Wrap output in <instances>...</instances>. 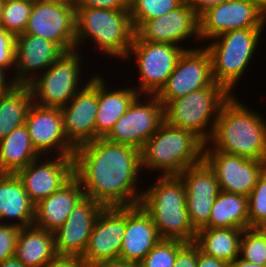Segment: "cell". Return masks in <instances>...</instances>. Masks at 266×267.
I'll use <instances>...</instances> for the list:
<instances>
[{"instance_id": "obj_8", "label": "cell", "mask_w": 266, "mask_h": 267, "mask_svg": "<svg viewBox=\"0 0 266 267\" xmlns=\"http://www.w3.org/2000/svg\"><path fill=\"white\" fill-rule=\"evenodd\" d=\"M79 54L77 50L64 52L43 74L28 84L34 104L62 108L89 82L90 79L83 86L80 83L83 67L80 66L82 54Z\"/></svg>"}, {"instance_id": "obj_51", "label": "cell", "mask_w": 266, "mask_h": 267, "mask_svg": "<svg viewBox=\"0 0 266 267\" xmlns=\"http://www.w3.org/2000/svg\"><path fill=\"white\" fill-rule=\"evenodd\" d=\"M65 1L72 2L75 4L78 0H65Z\"/></svg>"}, {"instance_id": "obj_31", "label": "cell", "mask_w": 266, "mask_h": 267, "mask_svg": "<svg viewBox=\"0 0 266 267\" xmlns=\"http://www.w3.org/2000/svg\"><path fill=\"white\" fill-rule=\"evenodd\" d=\"M32 103L28 85H17L9 93L0 95V140L25 124Z\"/></svg>"}, {"instance_id": "obj_4", "label": "cell", "mask_w": 266, "mask_h": 267, "mask_svg": "<svg viewBox=\"0 0 266 267\" xmlns=\"http://www.w3.org/2000/svg\"><path fill=\"white\" fill-rule=\"evenodd\" d=\"M143 191L140 205L150 215L161 239L195 241L187 207L185 185L178 176H157Z\"/></svg>"}, {"instance_id": "obj_14", "label": "cell", "mask_w": 266, "mask_h": 267, "mask_svg": "<svg viewBox=\"0 0 266 267\" xmlns=\"http://www.w3.org/2000/svg\"><path fill=\"white\" fill-rule=\"evenodd\" d=\"M62 108L63 129L68 142L76 149L96 140L98 110V73Z\"/></svg>"}, {"instance_id": "obj_17", "label": "cell", "mask_w": 266, "mask_h": 267, "mask_svg": "<svg viewBox=\"0 0 266 267\" xmlns=\"http://www.w3.org/2000/svg\"><path fill=\"white\" fill-rule=\"evenodd\" d=\"M125 228L126 206L103 207L81 258L90 267L100 261L119 258Z\"/></svg>"}, {"instance_id": "obj_15", "label": "cell", "mask_w": 266, "mask_h": 267, "mask_svg": "<svg viewBox=\"0 0 266 267\" xmlns=\"http://www.w3.org/2000/svg\"><path fill=\"white\" fill-rule=\"evenodd\" d=\"M203 160L214 171L221 191L248 196L266 170V162L204 150Z\"/></svg>"}, {"instance_id": "obj_9", "label": "cell", "mask_w": 266, "mask_h": 267, "mask_svg": "<svg viewBox=\"0 0 266 267\" xmlns=\"http://www.w3.org/2000/svg\"><path fill=\"white\" fill-rule=\"evenodd\" d=\"M185 47L170 43L139 40L135 35L127 59H136L140 84L134 89L140 95H156L173 72ZM143 93V94H142Z\"/></svg>"}, {"instance_id": "obj_6", "label": "cell", "mask_w": 266, "mask_h": 267, "mask_svg": "<svg viewBox=\"0 0 266 267\" xmlns=\"http://www.w3.org/2000/svg\"><path fill=\"white\" fill-rule=\"evenodd\" d=\"M264 28H244L225 32L204 46L211 57L213 81L231 95L258 48ZM213 40V41H212ZM237 83V84H236Z\"/></svg>"}, {"instance_id": "obj_1", "label": "cell", "mask_w": 266, "mask_h": 267, "mask_svg": "<svg viewBox=\"0 0 266 267\" xmlns=\"http://www.w3.org/2000/svg\"><path fill=\"white\" fill-rule=\"evenodd\" d=\"M74 177L86 197L104 207L136 206L143 191L138 190L141 173L140 150L98 138L75 149Z\"/></svg>"}, {"instance_id": "obj_52", "label": "cell", "mask_w": 266, "mask_h": 267, "mask_svg": "<svg viewBox=\"0 0 266 267\" xmlns=\"http://www.w3.org/2000/svg\"><path fill=\"white\" fill-rule=\"evenodd\" d=\"M3 3L8 2V1H16V0H1Z\"/></svg>"}, {"instance_id": "obj_39", "label": "cell", "mask_w": 266, "mask_h": 267, "mask_svg": "<svg viewBox=\"0 0 266 267\" xmlns=\"http://www.w3.org/2000/svg\"><path fill=\"white\" fill-rule=\"evenodd\" d=\"M131 0H78L75 8L129 11Z\"/></svg>"}, {"instance_id": "obj_45", "label": "cell", "mask_w": 266, "mask_h": 267, "mask_svg": "<svg viewBox=\"0 0 266 267\" xmlns=\"http://www.w3.org/2000/svg\"><path fill=\"white\" fill-rule=\"evenodd\" d=\"M92 267H139V265L117 258L97 262Z\"/></svg>"}, {"instance_id": "obj_7", "label": "cell", "mask_w": 266, "mask_h": 267, "mask_svg": "<svg viewBox=\"0 0 266 267\" xmlns=\"http://www.w3.org/2000/svg\"><path fill=\"white\" fill-rule=\"evenodd\" d=\"M231 96L222 85L213 82L209 87L168 101L164 105V121L193 131L206 143L213 133L221 107Z\"/></svg>"}, {"instance_id": "obj_2", "label": "cell", "mask_w": 266, "mask_h": 267, "mask_svg": "<svg viewBox=\"0 0 266 267\" xmlns=\"http://www.w3.org/2000/svg\"><path fill=\"white\" fill-rule=\"evenodd\" d=\"M263 118L232 95L221 107L204 150L266 162V120Z\"/></svg>"}, {"instance_id": "obj_42", "label": "cell", "mask_w": 266, "mask_h": 267, "mask_svg": "<svg viewBox=\"0 0 266 267\" xmlns=\"http://www.w3.org/2000/svg\"><path fill=\"white\" fill-rule=\"evenodd\" d=\"M228 265L222 260L205 255L197 246V267H228Z\"/></svg>"}, {"instance_id": "obj_23", "label": "cell", "mask_w": 266, "mask_h": 267, "mask_svg": "<svg viewBox=\"0 0 266 267\" xmlns=\"http://www.w3.org/2000/svg\"><path fill=\"white\" fill-rule=\"evenodd\" d=\"M160 239L152 218L140 204L126 206V228L120 259L139 264Z\"/></svg>"}, {"instance_id": "obj_18", "label": "cell", "mask_w": 266, "mask_h": 267, "mask_svg": "<svg viewBox=\"0 0 266 267\" xmlns=\"http://www.w3.org/2000/svg\"><path fill=\"white\" fill-rule=\"evenodd\" d=\"M135 36L142 41L174 45H181L180 42L191 37L198 42L201 39L199 14L184 1L169 13L143 22L135 30Z\"/></svg>"}, {"instance_id": "obj_49", "label": "cell", "mask_w": 266, "mask_h": 267, "mask_svg": "<svg viewBox=\"0 0 266 267\" xmlns=\"http://www.w3.org/2000/svg\"><path fill=\"white\" fill-rule=\"evenodd\" d=\"M266 13V0H252Z\"/></svg>"}, {"instance_id": "obj_36", "label": "cell", "mask_w": 266, "mask_h": 267, "mask_svg": "<svg viewBox=\"0 0 266 267\" xmlns=\"http://www.w3.org/2000/svg\"><path fill=\"white\" fill-rule=\"evenodd\" d=\"M249 228H256L266 220V170L248 195Z\"/></svg>"}, {"instance_id": "obj_25", "label": "cell", "mask_w": 266, "mask_h": 267, "mask_svg": "<svg viewBox=\"0 0 266 267\" xmlns=\"http://www.w3.org/2000/svg\"><path fill=\"white\" fill-rule=\"evenodd\" d=\"M35 205L28 197L16 174L0 175V224L14 218V226L23 228L34 224ZM17 219V220H16Z\"/></svg>"}, {"instance_id": "obj_50", "label": "cell", "mask_w": 266, "mask_h": 267, "mask_svg": "<svg viewBox=\"0 0 266 267\" xmlns=\"http://www.w3.org/2000/svg\"><path fill=\"white\" fill-rule=\"evenodd\" d=\"M3 2L0 0V27H2V16H3V12H2V7H3Z\"/></svg>"}, {"instance_id": "obj_48", "label": "cell", "mask_w": 266, "mask_h": 267, "mask_svg": "<svg viewBox=\"0 0 266 267\" xmlns=\"http://www.w3.org/2000/svg\"><path fill=\"white\" fill-rule=\"evenodd\" d=\"M266 237V220L256 227Z\"/></svg>"}, {"instance_id": "obj_41", "label": "cell", "mask_w": 266, "mask_h": 267, "mask_svg": "<svg viewBox=\"0 0 266 267\" xmlns=\"http://www.w3.org/2000/svg\"><path fill=\"white\" fill-rule=\"evenodd\" d=\"M44 267H90L81 257L56 256Z\"/></svg>"}, {"instance_id": "obj_37", "label": "cell", "mask_w": 266, "mask_h": 267, "mask_svg": "<svg viewBox=\"0 0 266 267\" xmlns=\"http://www.w3.org/2000/svg\"><path fill=\"white\" fill-rule=\"evenodd\" d=\"M19 227L12 223L0 224V263L15 256Z\"/></svg>"}, {"instance_id": "obj_32", "label": "cell", "mask_w": 266, "mask_h": 267, "mask_svg": "<svg viewBox=\"0 0 266 267\" xmlns=\"http://www.w3.org/2000/svg\"><path fill=\"white\" fill-rule=\"evenodd\" d=\"M185 0H131L130 18L134 31L145 21L178 8Z\"/></svg>"}, {"instance_id": "obj_30", "label": "cell", "mask_w": 266, "mask_h": 267, "mask_svg": "<svg viewBox=\"0 0 266 267\" xmlns=\"http://www.w3.org/2000/svg\"><path fill=\"white\" fill-rule=\"evenodd\" d=\"M204 228L248 229V196L220 190Z\"/></svg>"}, {"instance_id": "obj_22", "label": "cell", "mask_w": 266, "mask_h": 267, "mask_svg": "<svg viewBox=\"0 0 266 267\" xmlns=\"http://www.w3.org/2000/svg\"><path fill=\"white\" fill-rule=\"evenodd\" d=\"M63 53L64 51L50 40L26 33L17 35L16 72L12 76L14 81L17 85H28L39 72L41 74V70L42 73L45 72Z\"/></svg>"}, {"instance_id": "obj_19", "label": "cell", "mask_w": 266, "mask_h": 267, "mask_svg": "<svg viewBox=\"0 0 266 267\" xmlns=\"http://www.w3.org/2000/svg\"><path fill=\"white\" fill-rule=\"evenodd\" d=\"M25 125L32 145L41 156H73L75 148L68 142L60 108L31 104ZM53 149V150H52ZM49 154V155H48Z\"/></svg>"}, {"instance_id": "obj_35", "label": "cell", "mask_w": 266, "mask_h": 267, "mask_svg": "<svg viewBox=\"0 0 266 267\" xmlns=\"http://www.w3.org/2000/svg\"><path fill=\"white\" fill-rule=\"evenodd\" d=\"M239 257L253 264L266 265V237L257 228L243 230Z\"/></svg>"}, {"instance_id": "obj_26", "label": "cell", "mask_w": 266, "mask_h": 267, "mask_svg": "<svg viewBox=\"0 0 266 267\" xmlns=\"http://www.w3.org/2000/svg\"><path fill=\"white\" fill-rule=\"evenodd\" d=\"M98 75V110L96 114V139L105 138L120 116L125 114L139 93L131 86L109 90L105 78ZM132 88V89H131Z\"/></svg>"}, {"instance_id": "obj_24", "label": "cell", "mask_w": 266, "mask_h": 267, "mask_svg": "<svg viewBox=\"0 0 266 267\" xmlns=\"http://www.w3.org/2000/svg\"><path fill=\"white\" fill-rule=\"evenodd\" d=\"M84 196L81 184L73 177L61 189L35 205L34 225L54 233Z\"/></svg>"}, {"instance_id": "obj_40", "label": "cell", "mask_w": 266, "mask_h": 267, "mask_svg": "<svg viewBox=\"0 0 266 267\" xmlns=\"http://www.w3.org/2000/svg\"><path fill=\"white\" fill-rule=\"evenodd\" d=\"M174 267H197V245L186 243L178 252Z\"/></svg>"}, {"instance_id": "obj_47", "label": "cell", "mask_w": 266, "mask_h": 267, "mask_svg": "<svg viewBox=\"0 0 266 267\" xmlns=\"http://www.w3.org/2000/svg\"><path fill=\"white\" fill-rule=\"evenodd\" d=\"M0 267H26L15 256L5 259L0 263Z\"/></svg>"}, {"instance_id": "obj_27", "label": "cell", "mask_w": 266, "mask_h": 267, "mask_svg": "<svg viewBox=\"0 0 266 267\" xmlns=\"http://www.w3.org/2000/svg\"><path fill=\"white\" fill-rule=\"evenodd\" d=\"M56 256L53 232L34 224L20 228L15 257L26 267H44Z\"/></svg>"}, {"instance_id": "obj_44", "label": "cell", "mask_w": 266, "mask_h": 267, "mask_svg": "<svg viewBox=\"0 0 266 267\" xmlns=\"http://www.w3.org/2000/svg\"><path fill=\"white\" fill-rule=\"evenodd\" d=\"M8 71L0 67V95H5L9 93L15 86H17L13 77L7 79L9 73ZM12 78V79H11Z\"/></svg>"}, {"instance_id": "obj_21", "label": "cell", "mask_w": 266, "mask_h": 267, "mask_svg": "<svg viewBox=\"0 0 266 267\" xmlns=\"http://www.w3.org/2000/svg\"><path fill=\"white\" fill-rule=\"evenodd\" d=\"M103 207L101 203L86 196L75 205L64 224L54 232L58 256H82L96 217Z\"/></svg>"}, {"instance_id": "obj_13", "label": "cell", "mask_w": 266, "mask_h": 267, "mask_svg": "<svg viewBox=\"0 0 266 267\" xmlns=\"http://www.w3.org/2000/svg\"><path fill=\"white\" fill-rule=\"evenodd\" d=\"M199 20L200 41L232 30L266 27V13L252 0H227L205 10Z\"/></svg>"}, {"instance_id": "obj_34", "label": "cell", "mask_w": 266, "mask_h": 267, "mask_svg": "<svg viewBox=\"0 0 266 267\" xmlns=\"http://www.w3.org/2000/svg\"><path fill=\"white\" fill-rule=\"evenodd\" d=\"M186 242L176 239H160L138 264L139 267H174L177 252Z\"/></svg>"}, {"instance_id": "obj_20", "label": "cell", "mask_w": 266, "mask_h": 267, "mask_svg": "<svg viewBox=\"0 0 266 267\" xmlns=\"http://www.w3.org/2000/svg\"><path fill=\"white\" fill-rule=\"evenodd\" d=\"M178 177L185 185L190 222L198 231L208 224L213 203L220 192L217 177L204 160L187 168Z\"/></svg>"}, {"instance_id": "obj_46", "label": "cell", "mask_w": 266, "mask_h": 267, "mask_svg": "<svg viewBox=\"0 0 266 267\" xmlns=\"http://www.w3.org/2000/svg\"><path fill=\"white\" fill-rule=\"evenodd\" d=\"M228 267H266V265L253 264L237 257L233 262L229 263Z\"/></svg>"}, {"instance_id": "obj_38", "label": "cell", "mask_w": 266, "mask_h": 267, "mask_svg": "<svg viewBox=\"0 0 266 267\" xmlns=\"http://www.w3.org/2000/svg\"><path fill=\"white\" fill-rule=\"evenodd\" d=\"M16 36L0 27V67L9 70L15 69Z\"/></svg>"}, {"instance_id": "obj_12", "label": "cell", "mask_w": 266, "mask_h": 267, "mask_svg": "<svg viewBox=\"0 0 266 267\" xmlns=\"http://www.w3.org/2000/svg\"><path fill=\"white\" fill-rule=\"evenodd\" d=\"M211 57L205 47L185 49L165 85L156 94L165 105L168 101L209 87L213 83Z\"/></svg>"}, {"instance_id": "obj_10", "label": "cell", "mask_w": 266, "mask_h": 267, "mask_svg": "<svg viewBox=\"0 0 266 267\" xmlns=\"http://www.w3.org/2000/svg\"><path fill=\"white\" fill-rule=\"evenodd\" d=\"M56 43L64 52L76 50V8L65 0H33L24 31Z\"/></svg>"}, {"instance_id": "obj_11", "label": "cell", "mask_w": 266, "mask_h": 267, "mask_svg": "<svg viewBox=\"0 0 266 267\" xmlns=\"http://www.w3.org/2000/svg\"><path fill=\"white\" fill-rule=\"evenodd\" d=\"M138 95L120 116L105 137L111 143L125 144L139 150L164 121V105L156 95H147L146 102ZM150 96V97H149ZM141 98V99H140Z\"/></svg>"}, {"instance_id": "obj_5", "label": "cell", "mask_w": 266, "mask_h": 267, "mask_svg": "<svg viewBox=\"0 0 266 267\" xmlns=\"http://www.w3.org/2000/svg\"><path fill=\"white\" fill-rule=\"evenodd\" d=\"M134 35L129 11L76 8L77 50L85 40L91 39L105 56L125 60Z\"/></svg>"}, {"instance_id": "obj_3", "label": "cell", "mask_w": 266, "mask_h": 267, "mask_svg": "<svg viewBox=\"0 0 266 267\" xmlns=\"http://www.w3.org/2000/svg\"><path fill=\"white\" fill-rule=\"evenodd\" d=\"M205 142L193 131L163 121L140 150L141 169L178 176L203 160Z\"/></svg>"}, {"instance_id": "obj_29", "label": "cell", "mask_w": 266, "mask_h": 267, "mask_svg": "<svg viewBox=\"0 0 266 267\" xmlns=\"http://www.w3.org/2000/svg\"><path fill=\"white\" fill-rule=\"evenodd\" d=\"M242 234V229L202 228L197 231L194 243L205 255L229 264L240 256Z\"/></svg>"}, {"instance_id": "obj_28", "label": "cell", "mask_w": 266, "mask_h": 267, "mask_svg": "<svg viewBox=\"0 0 266 267\" xmlns=\"http://www.w3.org/2000/svg\"><path fill=\"white\" fill-rule=\"evenodd\" d=\"M40 157L25 124L0 140V173L15 174Z\"/></svg>"}, {"instance_id": "obj_16", "label": "cell", "mask_w": 266, "mask_h": 267, "mask_svg": "<svg viewBox=\"0 0 266 267\" xmlns=\"http://www.w3.org/2000/svg\"><path fill=\"white\" fill-rule=\"evenodd\" d=\"M41 158L15 173L34 205L61 189L74 177L73 156L54 155V158L53 156Z\"/></svg>"}, {"instance_id": "obj_33", "label": "cell", "mask_w": 266, "mask_h": 267, "mask_svg": "<svg viewBox=\"0 0 266 267\" xmlns=\"http://www.w3.org/2000/svg\"><path fill=\"white\" fill-rule=\"evenodd\" d=\"M32 4L33 0L5 2L2 7V28L15 36L24 33L32 10Z\"/></svg>"}, {"instance_id": "obj_43", "label": "cell", "mask_w": 266, "mask_h": 267, "mask_svg": "<svg viewBox=\"0 0 266 267\" xmlns=\"http://www.w3.org/2000/svg\"><path fill=\"white\" fill-rule=\"evenodd\" d=\"M227 0H185V2L194 9L199 15L208 8L219 5Z\"/></svg>"}]
</instances>
